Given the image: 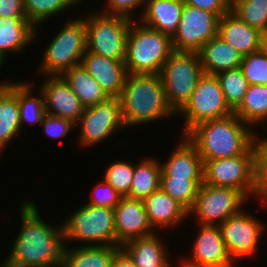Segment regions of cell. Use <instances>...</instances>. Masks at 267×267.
<instances>
[{"mask_svg": "<svg viewBox=\"0 0 267 267\" xmlns=\"http://www.w3.org/2000/svg\"><path fill=\"white\" fill-rule=\"evenodd\" d=\"M21 228L4 262L11 267H59L65 246L62 223L48 224L35 202L20 203Z\"/></svg>", "mask_w": 267, "mask_h": 267, "instance_id": "obj_1", "label": "cell"}, {"mask_svg": "<svg viewBox=\"0 0 267 267\" xmlns=\"http://www.w3.org/2000/svg\"><path fill=\"white\" fill-rule=\"evenodd\" d=\"M256 130L234 113L200 122L186 138L196 147L202 161L243 155L251 147Z\"/></svg>", "mask_w": 267, "mask_h": 267, "instance_id": "obj_2", "label": "cell"}, {"mask_svg": "<svg viewBox=\"0 0 267 267\" xmlns=\"http://www.w3.org/2000/svg\"><path fill=\"white\" fill-rule=\"evenodd\" d=\"M125 128L143 125L163 118L169 119L176 112L168 104L165 87L159 74H130L118 97ZM172 116V117H171Z\"/></svg>", "mask_w": 267, "mask_h": 267, "instance_id": "obj_3", "label": "cell"}, {"mask_svg": "<svg viewBox=\"0 0 267 267\" xmlns=\"http://www.w3.org/2000/svg\"><path fill=\"white\" fill-rule=\"evenodd\" d=\"M174 52L172 37L132 20L126 42L125 66L130 74H160Z\"/></svg>", "mask_w": 267, "mask_h": 267, "instance_id": "obj_4", "label": "cell"}, {"mask_svg": "<svg viewBox=\"0 0 267 267\" xmlns=\"http://www.w3.org/2000/svg\"><path fill=\"white\" fill-rule=\"evenodd\" d=\"M44 48L43 59L36 71L45 76H59L71 67L81 65L86 51V26L84 16L68 19ZM45 75V76H44Z\"/></svg>", "mask_w": 267, "mask_h": 267, "instance_id": "obj_5", "label": "cell"}, {"mask_svg": "<svg viewBox=\"0 0 267 267\" xmlns=\"http://www.w3.org/2000/svg\"><path fill=\"white\" fill-rule=\"evenodd\" d=\"M114 209L84 203L62 222L64 242L80 246H116ZM85 244V245H84Z\"/></svg>", "mask_w": 267, "mask_h": 267, "instance_id": "obj_6", "label": "cell"}, {"mask_svg": "<svg viewBox=\"0 0 267 267\" xmlns=\"http://www.w3.org/2000/svg\"><path fill=\"white\" fill-rule=\"evenodd\" d=\"M131 18L95 10L85 17L86 51L116 60H125Z\"/></svg>", "mask_w": 267, "mask_h": 267, "instance_id": "obj_7", "label": "cell"}, {"mask_svg": "<svg viewBox=\"0 0 267 267\" xmlns=\"http://www.w3.org/2000/svg\"><path fill=\"white\" fill-rule=\"evenodd\" d=\"M203 68L198 52L174 51L160 71L168 104L177 113L190 99Z\"/></svg>", "mask_w": 267, "mask_h": 267, "instance_id": "obj_8", "label": "cell"}, {"mask_svg": "<svg viewBox=\"0 0 267 267\" xmlns=\"http://www.w3.org/2000/svg\"><path fill=\"white\" fill-rule=\"evenodd\" d=\"M203 183L236 189L248 200L258 199L253 148L243 155L203 161Z\"/></svg>", "mask_w": 267, "mask_h": 267, "instance_id": "obj_9", "label": "cell"}, {"mask_svg": "<svg viewBox=\"0 0 267 267\" xmlns=\"http://www.w3.org/2000/svg\"><path fill=\"white\" fill-rule=\"evenodd\" d=\"M233 113L228 106L216 75H207L199 79L190 99L176 113L183 120L181 135H185L200 122L227 117ZM183 116V117H182Z\"/></svg>", "mask_w": 267, "mask_h": 267, "instance_id": "obj_10", "label": "cell"}, {"mask_svg": "<svg viewBox=\"0 0 267 267\" xmlns=\"http://www.w3.org/2000/svg\"><path fill=\"white\" fill-rule=\"evenodd\" d=\"M248 199L238 190L202 183L188 216L195 217L198 225H220L239 213ZM244 204V205H243Z\"/></svg>", "mask_w": 267, "mask_h": 267, "instance_id": "obj_11", "label": "cell"}, {"mask_svg": "<svg viewBox=\"0 0 267 267\" xmlns=\"http://www.w3.org/2000/svg\"><path fill=\"white\" fill-rule=\"evenodd\" d=\"M80 127L78 141L81 147H95L106 139L114 137V133L125 130L122 119L121 104L118 97L90 107H85L84 113L75 124Z\"/></svg>", "mask_w": 267, "mask_h": 267, "instance_id": "obj_12", "label": "cell"}, {"mask_svg": "<svg viewBox=\"0 0 267 267\" xmlns=\"http://www.w3.org/2000/svg\"><path fill=\"white\" fill-rule=\"evenodd\" d=\"M257 218L244 208L219 225L229 255L236 263L258 254L267 225Z\"/></svg>", "mask_w": 267, "mask_h": 267, "instance_id": "obj_13", "label": "cell"}, {"mask_svg": "<svg viewBox=\"0 0 267 267\" xmlns=\"http://www.w3.org/2000/svg\"><path fill=\"white\" fill-rule=\"evenodd\" d=\"M219 17L190 5H184L181 19L172 36L174 51L198 52L210 39L217 36Z\"/></svg>", "mask_w": 267, "mask_h": 267, "instance_id": "obj_14", "label": "cell"}, {"mask_svg": "<svg viewBox=\"0 0 267 267\" xmlns=\"http://www.w3.org/2000/svg\"><path fill=\"white\" fill-rule=\"evenodd\" d=\"M198 226L197 236L191 243V256L180 259V264L196 267H236L233 266L236 262L229 255L220 226Z\"/></svg>", "mask_w": 267, "mask_h": 267, "instance_id": "obj_15", "label": "cell"}, {"mask_svg": "<svg viewBox=\"0 0 267 267\" xmlns=\"http://www.w3.org/2000/svg\"><path fill=\"white\" fill-rule=\"evenodd\" d=\"M40 84L39 89L44 97L46 113L76 124L84 113L85 106L65 80L60 75L46 76L44 82Z\"/></svg>", "mask_w": 267, "mask_h": 267, "instance_id": "obj_16", "label": "cell"}, {"mask_svg": "<svg viewBox=\"0 0 267 267\" xmlns=\"http://www.w3.org/2000/svg\"><path fill=\"white\" fill-rule=\"evenodd\" d=\"M116 246L156 232L150 225L143 200L123 197L114 208Z\"/></svg>", "mask_w": 267, "mask_h": 267, "instance_id": "obj_17", "label": "cell"}, {"mask_svg": "<svg viewBox=\"0 0 267 267\" xmlns=\"http://www.w3.org/2000/svg\"><path fill=\"white\" fill-rule=\"evenodd\" d=\"M217 36L243 56L257 52L267 45V37L263 33L241 21L231 11L219 18Z\"/></svg>", "mask_w": 267, "mask_h": 267, "instance_id": "obj_18", "label": "cell"}, {"mask_svg": "<svg viewBox=\"0 0 267 267\" xmlns=\"http://www.w3.org/2000/svg\"><path fill=\"white\" fill-rule=\"evenodd\" d=\"M81 65L109 97H119L128 75L124 61L85 51Z\"/></svg>", "mask_w": 267, "mask_h": 267, "instance_id": "obj_19", "label": "cell"}, {"mask_svg": "<svg viewBox=\"0 0 267 267\" xmlns=\"http://www.w3.org/2000/svg\"><path fill=\"white\" fill-rule=\"evenodd\" d=\"M174 151L171 150L166 161H161L160 178H186V180H203V161L196 147L181 135Z\"/></svg>", "mask_w": 267, "mask_h": 267, "instance_id": "obj_20", "label": "cell"}, {"mask_svg": "<svg viewBox=\"0 0 267 267\" xmlns=\"http://www.w3.org/2000/svg\"><path fill=\"white\" fill-rule=\"evenodd\" d=\"M143 203L148 221L154 230L175 229L189 218L188 211L161 188L144 198Z\"/></svg>", "mask_w": 267, "mask_h": 267, "instance_id": "obj_21", "label": "cell"}, {"mask_svg": "<svg viewBox=\"0 0 267 267\" xmlns=\"http://www.w3.org/2000/svg\"><path fill=\"white\" fill-rule=\"evenodd\" d=\"M184 5L182 0H145L142 13H139V19L136 20L172 37L177 30Z\"/></svg>", "mask_w": 267, "mask_h": 267, "instance_id": "obj_22", "label": "cell"}, {"mask_svg": "<svg viewBox=\"0 0 267 267\" xmlns=\"http://www.w3.org/2000/svg\"><path fill=\"white\" fill-rule=\"evenodd\" d=\"M157 232L123 243L120 248L131 258L137 267H170L172 264L169 247ZM168 248V249H167Z\"/></svg>", "mask_w": 267, "mask_h": 267, "instance_id": "obj_23", "label": "cell"}, {"mask_svg": "<svg viewBox=\"0 0 267 267\" xmlns=\"http://www.w3.org/2000/svg\"><path fill=\"white\" fill-rule=\"evenodd\" d=\"M22 134L18 105V82H0V156Z\"/></svg>", "mask_w": 267, "mask_h": 267, "instance_id": "obj_24", "label": "cell"}, {"mask_svg": "<svg viewBox=\"0 0 267 267\" xmlns=\"http://www.w3.org/2000/svg\"><path fill=\"white\" fill-rule=\"evenodd\" d=\"M38 33V34H37ZM38 27L35 28L26 18L0 17V56L6 62L10 53H21L37 40ZM26 46V47H25ZM9 53V54H8Z\"/></svg>", "mask_w": 267, "mask_h": 267, "instance_id": "obj_25", "label": "cell"}, {"mask_svg": "<svg viewBox=\"0 0 267 267\" xmlns=\"http://www.w3.org/2000/svg\"><path fill=\"white\" fill-rule=\"evenodd\" d=\"M204 74L217 75L240 67L243 55L233 46L215 36L198 51Z\"/></svg>", "mask_w": 267, "mask_h": 267, "instance_id": "obj_26", "label": "cell"}, {"mask_svg": "<svg viewBox=\"0 0 267 267\" xmlns=\"http://www.w3.org/2000/svg\"><path fill=\"white\" fill-rule=\"evenodd\" d=\"M67 246V247H66ZM64 246L63 267H111L120 246Z\"/></svg>", "mask_w": 267, "mask_h": 267, "instance_id": "obj_27", "label": "cell"}, {"mask_svg": "<svg viewBox=\"0 0 267 267\" xmlns=\"http://www.w3.org/2000/svg\"><path fill=\"white\" fill-rule=\"evenodd\" d=\"M60 76L85 107L97 105L109 98L100 84L82 65L71 67Z\"/></svg>", "mask_w": 267, "mask_h": 267, "instance_id": "obj_28", "label": "cell"}, {"mask_svg": "<svg viewBox=\"0 0 267 267\" xmlns=\"http://www.w3.org/2000/svg\"><path fill=\"white\" fill-rule=\"evenodd\" d=\"M134 163L131 190L127 198L143 200L160 188L161 161L154 156H144Z\"/></svg>", "mask_w": 267, "mask_h": 267, "instance_id": "obj_29", "label": "cell"}, {"mask_svg": "<svg viewBox=\"0 0 267 267\" xmlns=\"http://www.w3.org/2000/svg\"><path fill=\"white\" fill-rule=\"evenodd\" d=\"M233 113L250 127L267 125V85H249Z\"/></svg>", "mask_w": 267, "mask_h": 267, "instance_id": "obj_30", "label": "cell"}, {"mask_svg": "<svg viewBox=\"0 0 267 267\" xmlns=\"http://www.w3.org/2000/svg\"><path fill=\"white\" fill-rule=\"evenodd\" d=\"M26 80L18 81V105H19V117L21 131L23 130V124L40 125L43 121L46 113V107L44 104L43 94L39 92V96H36L35 89H33V83ZM35 94V95H34Z\"/></svg>", "mask_w": 267, "mask_h": 267, "instance_id": "obj_31", "label": "cell"}, {"mask_svg": "<svg viewBox=\"0 0 267 267\" xmlns=\"http://www.w3.org/2000/svg\"><path fill=\"white\" fill-rule=\"evenodd\" d=\"M76 3L75 0H24L25 17L35 28H40L41 24L69 7H75Z\"/></svg>", "mask_w": 267, "mask_h": 267, "instance_id": "obj_32", "label": "cell"}, {"mask_svg": "<svg viewBox=\"0 0 267 267\" xmlns=\"http://www.w3.org/2000/svg\"><path fill=\"white\" fill-rule=\"evenodd\" d=\"M230 11L267 37V0H231Z\"/></svg>", "mask_w": 267, "mask_h": 267, "instance_id": "obj_33", "label": "cell"}, {"mask_svg": "<svg viewBox=\"0 0 267 267\" xmlns=\"http://www.w3.org/2000/svg\"><path fill=\"white\" fill-rule=\"evenodd\" d=\"M216 77L228 106L234 111L242 102L250 84L240 67L218 73Z\"/></svg>", "mask_w": 267, "mask_h": 267, "instance_id": "obj_34", "label": "cell"}, {"mask_svg": "<svg viewBox=\"0 0 267 267\" xmlns=\"http://www.w3.org/2000/svg\"><path fill=\"white\" fill-rule=\"evenodd\" d=\"M203 180H186V178H160V188L189 211L198 194Z\"/></svg>", "mask_w": 267, "mask_h": 267, "instance_id": "obj_35", "label": "cell"}, {"mask_svg": "<svg viewBox=\"0 0 267 267\" xmlns=\"http://www.w3.org/2000/svg\"><path fill=\"white\" fill-rule=\"evenodd\" d=\"M103 178L122 197H127L131 190L134 162L115 160L104 169Z\"/></svg>", "mask_w": 267, "mask_h": 267, "instance_id": "obj_36", "label": "cell"}, {"mask_svg": "<svg viewBox=\"0 0 267 267\" xmlns=\"http://www.w3.org/2000/svg\"><path fill=\"white\" fill-rule=\"evenodd\" d=\"M255 184L259 201L267 198V138L259 136L258 131L253 138Z\"/></svg>", "mask_w": 267, "mask_h": 267, "instance_id": "obj_37", "label": "cell"}, {"mask_svg": "<svg viewBox=\"0 0 267 267\" xmlns=\"http://www.w3.org/2000/svg\"><path fill=\"white\" fill-rule=\"evenodd\" d=\"M240 68L250 85H267V45L257 52L243 56Z\"/></svg>", "mask_w": 267, "mask_h": 267, "instance_id": "obj_38", "label": "cell"}, {"mask_svg": "<svg viewBox=\"0 0 267 267\" xmlns=\"http://www.w3.org/2000/svg\"><path fill=\"white\" fill-rule=\"evenodd\" d=\"M91 199L86 204L98 207L115 208L123 198L109 183L104 179L94 186L90 193Z\"/></svg>", "mask_w": 267, "mask_h": 267, "instance_id": "obj_39", "label": "cell"}, {"mask_svg": "<svg viewBox=\"0 0 267 267\" xmlns=\"http://www.w3.org/2000/svg\"><path fill=\"white\" fill-rule=\"evenodd\" d=\"M45 132L46 136H49L51 139H61L65 138L76 128L75 124L70 120L63 119L61 117L53 116L46 114L43 118L42 123L40 124ZM73 128V129H72Z\"/></svg>", "mask_w": 267, "mask_h": 267, "instance_id": "obj_40", "label": "cell"}, {"mask_svg": "<svg viewBox=\"0 0 267 267\" xmlns=\"http://www.w3.org/2000/svg\"><path fill=\"white\" fill-rule=\"evenodd\" d=\"M105 2V8H103V11L101 12L106 14L124 15L134 20L137 19L134 15L135 11L138 10V8H141L140 10H142L145 0H106Z\"/></svg>", "mask_w": 267, "mask_h": 267, "instance_id": "obj_41", "label": "cell"}, {"mask_svg": "<svg viewBox=\"0 0 267 267\" xmlns=\"http://www.w3.org/2000/svg\"><path fill=\"white\" fill-rule=\"evenodd\" d=\"M184 4L215 13L219 18L230 11L231 0H182Z\"/></svg>", "mask_w": 267, "mask_h": 267, "instance_id": "obj_42", "label": "cell"}, {"mask_svg": "<svg viewBox=\"0 0 267 267\" xmlns=\"http://www.w3.org/2000/svg\"><path fill=\"white\" fill-rule=\"evenodd\" d=\"M0 17L4 19L26 18L24 0H0Z\"/></svg>", "mask_w": 267, "mask_h": 267, "instance_id": "obj_43", "label": "cell"}, {"mask_svg": "<svg viewBox=\"0 0 267 267\" xmlns=\"http://www.w3.org/2000/svg\"><path fill=\"white\" fill-rule=\"evenodd\" d=\"M111 267H137L131 258L120 249L113 258Z\"/></svg>", "mask_w": 267, "mask_h": 267, "instance_id": "obj_44", "label": "cell"}, {"mask_svg": "<svg viewBox=\"0 0 267 267\" xmlns=\"http://www.w3.org/2000/svg\"><path fill=\"white\" fill-rule=\"evenodd\" d=\"M6 62L1 58L0 56V69L1 67L3 68V65L5 64Z\"/></svg>", "mask_w": 267, "mask_h": 267, "instance_id": "obj_45", "label": "cell"}, {"mask_svg": "<svg viewBox=\"0 0 267 267\" xmlns=\"http://www.w3.org/2000/svg\"><path fill=\"white\" fill-rule=\"evenodd\" d=\"M260 203H261V204H260ZM259 204H260V205H263V206H264V204H265V207H266V206H267V198H266L263 202L260 201Z\"/></svg>", "mask_w": 267, "mask_h": 267, "instance_id": "obj_46", "label": "cell"}, {"mask_svg": "<svg viewBox=\"0 0 267 267\" xmlns=\"http://www.w3.org/2000/svg\"><path fill=\"white\" fill-rule=\"evenodd\" d=\"M0 267H11V266H8L4 261H2V263L0 264Z\"/></svg>", "mask_w": 267, "mask_h": 267, "instance_id": "obj_47", "label": "cell"}, {"mask_svg": "<svg viewBox=\"0 0 267 267\" xmlns=\"http://www.w3.org/2000/svg\"><path fill=\"white\" fill-rule=\"evenodd\" d=\"M75 1L77 2V4H80V2H82L83 0H75Z\"/></svg>", "mask_w": 267, "mask_h": 267, "instance_id": "obj_48", "label": "cell"}, {"mask_svg": "<svg viewBox=\"0 0 267 267\" xmlns=\"http://www.w3.org/2000/svg\"><path fill=\"white\" fill-rule=\"evenodd\" d=\"M170 267H175V266L171 265ZM180 267H186V266H184V265L180 264Z\"/></svg>", "mask_w": 267, "mask_h": 267, "instance_id": "obj_49", "label": "cell"}]
</instances>
